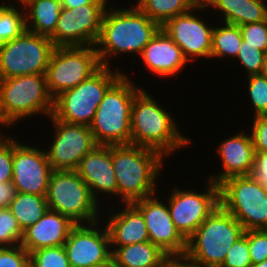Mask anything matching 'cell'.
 I'll return each mask as SVG.
<instances>
[{
    "label": "cell",
    "instance_id": "6da1fadb",
    "mask_svg": "<svg viewBox=\"0 0 267 267\" xmlns=\"http://www.w3.org/2000/svg\"><path fill=\"white\" fill-rule=\"evenodd\" d=\"M110 6L104 12L100 34L95 43L101 65L111 67L110 60L124 53H134L139 60L143 49L161 26L135 4L129 8H117L113 4Z\"/></svg>",
    "mask_w": 267,
    "mask_h": 267
},
{
    "label": "cell",
    "instance_id": "7a4b0ae2",
    "mask_svg": "<svg viewBox=\"0 0 267 267\" xmlns=\"http://www.w3.org/2000/svg\"><path fill=\"white\" fill-rule=\"evenodd\" d=\"M154 98L143 87L135 95L130 119L131 144L154 149L166 158L190 146L192 141L180 131L173 114Z\"/></svg>",
    "mask_w": 267,
    "mask_h": 267
},
{
    "label": "cell",
    "instance_id": "3957f363",
    "mask_svg": "<svg viewBox=\"0 0 267 267\" xmlns=\"http://www.w3.org/2000/svg\"><path fill=\"white\" fill-rule=\"evenodd\" d=\"M111 158L117 179V202V197L121 204L133 203L158 193L156 181L164 171L165 161L161 153L132 144L111 145Z\"/></svg>",
    "mask_w": 267,
    "mask_h": 267
},
{
    "label": "cell",
    "instance_id": "277c9868",
    "mask_svg": "<svg viewBox=\"0 0 267 267\" xmlns=\"http://www.w3.org/2000/svg\"><path fill=\"white\" fill-rule=\"evenodd\" d=\"M123 74L104 94L90 125L97 145L131 144L130 119L135 95L142 89ZM136 84V85H135Z\"/></svg>",
    "mask_w": 267,
    "mask_h": 267
},
{
    "label": "cell",
    "instance_id": "5b68a950",
    "mask_svg": "<svg viewBox=\"0 0 267 267\" xmlns=\"http://www.w3.org/2000/svg\"><path fill=\"white\" fill-rule=\"evenodd\" d=\"M53 98L46 75L34 74L0 79V125L12 128L28 117L52 114ZM16 123V124H15ZM12 125V126H11Z\"/></svg>",
    "mask_w": 267,
    "mask_h": 267
},
{
    "label": "cell",
    "instance_id": "8992f818",
    "mask_svg": "<svg viewBox=\"0 0 267 267\" xmlns=\"http://www.w3.org/2000/svg\"><path fill=\"white\" fill-rule=\"evenodd\" d=\"M123 74L119 67L102 65L78 86L56 96L51 115L62 122L90 126L104 94Z\"/></svg>",
    "mask_w": 267,
    "mask_h": 267
},
{
    "label": "cell",
    "instance_id": "52a82bcc",
    "mask_svg": "<svg viewBox=\"0 0 267 267\" xmlns=\"http://www.w3.org/2000/svg\"><path fill=\"white\" fill-rule=\"evenodd\" d=\"M244 232L240 222L218 205L187 239L185 254L206 267H220Z\"/></svg>",
    "mask_w": 267,
    "mask_h": 267
},
{
    "label": "cell",
    "instance_id": "ba28073f",
    "mask_svg": "<svg viewBox=\"0 0 267 267\" xmlns=\"http://www.w3.org/2000/svg\"><path fill=\"white\" fill-rule=\"evenodd\" d=\"M46 200L50 210L69 217L76 224L93 223L102 217L101 206L76 170H53Z\"/></svg>",
    "mask_w": 267,
    "mask_h": 267
},
{
    "label": "cell",
    "instance_id": "9c48e42d",
    "mask_svg": "<svg viewBox=\"0 0 267 267\" xmlns=\"http://www.w3.org/2000/svg\"><path fill=\"white\" fill-rule=\"evenodd\" d=\"M219 186V205L244 230L267 229V187L250 175L226 178Z\"/></svg>",
    "mask_w": 267,
    "mask_h": 267
},
{
    "label": "cell",
    "instance_id": "30bf717a",
    "mask_svg": "<svg viewBox=\"0 0 267 267\" xmlns=\"http://www.w3.org/2000/svg\"><path fill=\"white\" fill-rule=\"evenodd\" d=\"M54 49L50 37L25 30L0 47V79L46 74Z\"/></svg>",
    "mask_w": 267,
    "mask_h": 267
},
{
    "label": "cell",
    "instance_id": "8fae6325",
    "mask_svg": "<svg viewBox=\"0 0 267 267\" xmlns=\"http://www.w3.org/2000/svg\"><path fill=\"white\" fill-rule=\"evenodd\" d=\"M101 66L95 46L55 47L45 74L49 94L54 99L78 86Z\"/></svg>",
    "mask_w": 267,
    "mask_h": 267
},
{
    "label": "cell",
    "instance_id": "7c38bea8",
    "mask_svg": "<svg viewBox=\"0 0 267 267\" xmlns=\"http://www.w3.org/2000/svg\"><path fill=\"white\" fill-rule=\"evenodd\" d=\"M203 192L173 186L166 202L175 228L187 240L219 205V186L210 179Z\"/></svg>",
    "mask_w": 267,
    "mask_h": 267
},
{
    "label": "cell",
    "instance_id": "4fadbf2b",
    "mask_svg": "<svg viewBox=\"0 0 267 267\" xmlns=\"http://www.w3.org/2000/svg\"><path fill=\"white\" fill-rule=\"evenodd\" d=\"M108 3H90L75 8H63L54 34L55 47L95 46Z\"/></svg>",
    "mask_w": 267,
    "mask_h": 267
},
{
    "label": "cell",
    "instance_id": "5bb4252c",
    "mask_svg": "<svg viewBox=\"0 0 267 267\" xmlns=\"http://www.w3.org/2000/svg\"><path fill=\"white\" fill-rule=\"evenodd\" d=\"M52 122V142L45 149L52 170H76L80 160L96 146L90 126L70 124L48 117Z\"/></svg>",
    "mask_w": 267,
    "mask_h": 267
},
{
    "label": "cell",
    "instance_id": "9a60e30c",
    "mask_svg": "<svg viewBox=\"0 0 267 267\" xmlns=\"http://www.w3.org/2000/svg\"><path fill=\"white\" fill-rule=\"evenodd\" d=\"M205 10L209 11V8L201 1L192 10L171 18L161 27L182 49L189 63L199 58L210 59L214 26L199 17V12Z\"/></svg>",
    "mask_w": 267,
    "mask_h": 267
},
{
    "label": "cell",
    "instance_id": "2e32d148",
    "mask_svg": "<svg viewBox=\"0 0 267 267\" xmlns=\"http://www.w3.org/2000/svg\"><path fill=\"white\" fill-rule=\"evenodd\" d=\"M101 221L76 224L71 230L63 245L71 267H93L112 258L109 234Z\"/></svg>",
    "mask_w": 267,
    "mask_h": 267
},
{
    "label": "cell",
    "instance_id": "e0dca14e",
    "mask_svg": "<svg viewBox=\"0 0 267 267\" xmlns=\"http://www.w3.org/2000/svg\"><path fill=\"white\" fill-rule=\"evenodd\" d=\"M52 171L45 149L13 137L12 182L17 192L46 196Z\"/></svg>",
    "mask_w": 267,
    "mask_h": 267
},
{
    "label": "cell",
    "instance_id": "ac0fdd59",
    "mask_svg": "<svg viewBox=\"0 0 267 267\" xmlns=\"http://www.w3.org/2000/svg\"><path fill=\"white\" fill-rule=\"evenodd\" d=\"M156 194L132 204L142 213L149 241L167 255H183L186 253L187 240L175 228L166 200L163 202Z\"/></svg>",
    "mask_w": 267,
    "mask_h": 267
},
{
    "label": "cell",
    "instance_id": "d6986e66",
    "mask_svg": "<svg viewBox=\"0 0 267 267\" xmlns=\"http://www.w3.org/2000/svg\"><path fill=\"white\" fill-rule=\"evenodd\" d=\"M76 171L88 185L99 205L105 198L101 197L103 194L106 193L107 197L117 195V179L111 158V145H97L80 160Z\"/></svg>",
    "mask_w": 267,
    "mask_h": 267
},
{
    "label": "cell",
    "instance_id": "ffe728a7",
    "mask_svg": "<svg viewBox=\"0 0 267 267\" xmlns=\"http://www.w3.org/2000/svg\"><path fill=\"white\" fill-rule=\"evenodd\" d=\"M222 171L206 177L215 184L233 176L250 175L254 165V146L250 133L239 132L229 136L216 147Z\"/></svg>",
    "mask_w": 267,
    "mask_h": 267
},
{
    "label": "cell",
    "instance_id": "44dd1931",
    "mask_svg": "<svg viewBox=\"0 0 267 267\" xmlns=\"http://www.w3.org/2000/svg\"><path fill=\"white\" fill-rule=\"evenodd\" d=\"M140 59L150 74L167 79L176 76L189 63L182 49L161 28L145 46Z\"/></svg>",
    "mask_w": 267,
    "mask_h": 267
},
{
    "label": "cell",
    "instance_id": "7402d4cb",
    "mask_svg": "<svg viewBox=\"0 0 267 267\" xmlns=\"http://www.w3.org/2000/svg\"><path fill=\"white\" fill-rule=\"evenodd\" d=\"M75 225L69 217L48 209L34 225L23 230L20 245L28 253L40 248L63 246Z\"/></svg>",
    "mask_w": 267,
    "mask_h": 267
},
{
    "label": "cell",
    "instance_id": "603a6c76",
    "mask_svg": "<svg viewBox=\"0 0 267 267\" xmlns=\"http://www.w3.org/2000/svg\"><path fill=\"white\" fill-rule=\"evenodd\" d=\"M123 205H125L123 207ZM122 209L110 212L106 222L110 246L120 247L149 241L146 223L142 213L132 204L123 203ZM121 210V211H120Z\"/></svg>",
    "mask_w": 267,
    "mask_h": 267
},
{
    "label": "cell",
    "instance_id": "cb8c5ba5",
    "mask_svg": "<svg viewBox=\"0 0 267 267\" xmlns=\"http://www.w3.org/2000/svg\"><path fill=\"white\" fill-rule=\"evenodd\" d=\"M207 8L220 11L221 22L242 26L267 20V0H201ZM265 1V2H264Z\"/></svg>",
    "mask_w": 267,
    "mask_h": 267
},
{
    "label": "cell",
    "instance_id": "d4e9b609",
    "mask_svg": "<svg viewBox=\"0 0 267 267\" xmlns=\"http://www.w3.org/2000/svg\"><path fill=\"white\" fill-rule=\"evenodd\" d=\"M25 12L26 30L51 37L56 29L62 5L60 0H18Z\"/></svg>",
    "mask_w": 267,
    "mask_h": 267
},
{
    "label": "cell",
    "instance_id": "484cf974",
    "mask_svg": "<svg viewBox=\"0 0 267 267\" xmlns=\"http://www.w3.org/2000/svg\"><path fill=\"white\" fill-rule=\"evenodd\" d=\"M111 251L116 267H161L167 256L150 241L111 247Z\"/></svg>",
    "mask_w": 267,
    "mask_h": 267
},
{
    "label": "cell",
    "instance_id": "4316f807",
    "mask_svg": "<svg viewBox=\"0 0 267 267\" xmlns=\"http://www.w3.org/2000/svg\"><path fill=\"white\" fill-rule=\"evenodd\" d=\"M21 230L34 225L49 209L46 196L17 192L9 206Z\"/></svg>",
    "mask_w": 267,
    "mask_h": 267
},
{
    "label": "cell",
    "instance_id": "83f0119b",
    "mask_svg": "<svg viewBox=\"0 0 267 267\" xmlns=\"http://www.w3.org/2000/svg\"><path fill=\"white\" fill-rule=\"evenodd\" d=\"M138 1V2H137ZM136 6L161 27L171 18L192 10L201 0H137Z\"/></svg>",
    "mask_w": 267,
    "mask_h": 267
},
{
    "label": "cell",
    "instance_id": "f1b7e54d",
    "mask_svg": "<svg viewBox=\"0 0 267 267\" xmlns=\"http://www.w3.org/2000/svg\"><path fill=\"white\" fill-rule=\"evenodd\" d=\"M220 25L218 27L214 25L213 28L210 59L231 57L234 60L243 41L240 28L224 22Z\"/></svg>",
    "mask_w": 267,
    "mask_h": 267
},
{
    "label": "cell",
    "instance_id": "f546056e",
    "mask_svg": "<svg viewBox=\"0 0 267 267\" xmlns=\"http://www.w3.org/2000/svg\"><path fill=\"white\" fill-rule=\"evenodd\" d=\"M12 2L19 3L20 6L6 3L5 0L0 4V47L26 30L24 8L18 0H12Z\"/></svg>",
    "mask_w": 267,
    "mask_h": 267
},
{
    "label": "cell",
    "instance_id": "4dcf8cb0",
    "mask_svg": "<svg viewBox=\"0 0 267 267\" xmlns=\"http://www.w3.org/2000/svg\"><path fill=\"white\" fill-rule=\"evenodd\" d=\"M30 267H71L64 246L40 248L29 253Z\"/></svg>",
    "mask_w": 267,
    "mask_h": 267
},
{
    "label": "cell",
    "instance_id": "1f68e13d",
    "mask_svg": "<svg viewBox=\"0 0 267 267\" xmlns=\"http://www.w3.org/2000/svg\"><path fill=\"white\" fill-rule=\"evenodd\" d=\"M247 77L250 104L255 114L253 116L267 115V75L263 73Z\"/></svg>",
    "mask_w": 267,
    "mask_h": 267
},
{
    "label": "cell",
    "instance_id": "d6a6232c",
    "mask_svg": "<svg viewBox=\"0 0 267 267\" xmlns=\"http://www.w3.org/2000/svg\"><path fill=\"white\" fill-rule=\"evenodd\" d=\"M267 53L259 50L255 46L246 45L242 41L238 55L235 59L239 60L240 66L245 68L247 76L263 74L266 66Z\"/></svg>",
    "mask_w": 267,
    "mask_h": 267
},
{
    "label": "cell",
    "instance_id": "836d02e7",
    "mask_svg": "<svg viewBox=\"0 0 267 267\" xmlns=\"http://www.w3.org/2000/svg\"><path fill=\"white\" fill-rule=\"evenodd\" d=\"M23 231L9 208L0 209V247L20 245Z\"/></svg>",
    "mask_w": 267,
    "mask_h": 267
},
{
    "label": "cell",
    "instance_id": "e575fe53",
    "mask_svg": "<svg viewBox=\"0 0 267 267\" xmlns=\"http://www.w3.org/2000/svg\"><path fill=\"white\" fill-rule=\"evenodd\" d=\"M247 230L228 250L225 260L220 267H251Z\"/></svg>",
    "mask_w": 267,
    "mask_h": 267
},
{
    "label": "cell",
    "instance_id": "d590c367",
    "mask_svg": "<svg viewBox=\"0 0 267 267\" xmlns=\"http://www.w3.org/2000/svg\"><path fill=\"white\" fill-rule=\"evenodd\" d=\"M246 45H252L267 53V20L239 26Z\"/></svg>",
    "mask_w": 267,
    "mask_h": 267
},
{
    "label": "cell",
    "instance_id": "8d00e7d4",
    "mask_svg": "<svg viewBox=\"0 0 267 267\" xmlns=\"http://www.w3.org/2000/svg\"><path fill=\"white\" fill-rule=\"evenodd\" d=\"M12 175L13 137L0 131V183L12 181Z\"/></svg>",
    "mask_w": 267,
    "mask_h": 267
},
{
    "label": "cell",
    "instance_id": "74e56055",
    "mask_svg": "<svg viewBox=\"0 0 267 267\" xmlns=\"http://www.w3.org/2000/svg\"><path fill=\"white\" fill-rule=\"evenodd\" d=\"M247 240L252 264L267 259V229L247 230Z\"/></svg>",
    "mask_w": 267,
    "mask_h": 267
},
{
    "label": "cell",
    "instance_id": "f35d334b",
    "mask_svg": "<svg viewBox=\"0 0 267 267\" xmlns=\"http://www.w3.org/2000/svg\"><path fill=\"white\" fill-rule=\"evenodd\" d=\"M0 267H30L29 253L21 245L0 247Z\"/></svg>",
    "mask_w": 267,
    "mask_h": 267
},
{
    "label": "cell",
    "instance_id": "ab89813d",
    "mask_svg": "<svg viewBox=\"0 0 267 267\" xmlns=\"http://www.w3.org/2000/svg\"><path fill=\"white\" fill-rule=\"evenodd\" d=\"M250 134L255 151H267V115L253 117Z\"/></svg>",
    "mask_w": 267,
    "mask_h": 267
},
{
    "label": "cell",
    "instance_id": "60d3db41",
    "mask_svg": "<svg viewBox=\"0 0 267 267\" xmlns=\"http://www.w3.org/2000/svg\"><path fill=\"white\" fill-rule=\"evenodd\" d=\"M250 176L267 187V151H255Z\"/></svg>",
    "mask_w": 267,
    "mask_h": 267
},
{
    "label": "cell",
    "instance_id": "b9f144b4",
    "mask_svg": "<svg viewBox=\"0 0 267 267\" xmlns=\"http://www.w3.org/2000/svg\"><path fill=\"white\" fill-rule=\"evenodd\" d=\"M161 267H206L190 259L186 254L167 255L163 260Z\"/></svg>",
    "mask_w": 267,
    "mask_h": 267
},
{
    "label": "cell",
    "instance_id": "7bdbcfd3",
    "mask_svg": "<svg viewBox=\"0 0 267 267\" xmlns=\"http://www.w3.org/2000/svg\"><path fill=\"white\" fill-rule=\"evenodd\" d=\"M17 194L12 181L0 183V209L9 208Z\"/></svg>",
    "mask_w": 267,
    "mask_h": 267
},
{
    "label": "cell",
    "instance_id": "ee69618b",
    "mask_svg": "<svg viewBox=\"0 0 267 267\" xmlns=\"http://www.w3.org/2000/svg\"><path fill=\"white\" fill-rule=\"evenodd\" d=\"M109 0H60L63 8H75L90 3H110Z\"/></svg>",
    "mask_w": 267,
    "mask_h": 267
},
{
    "label": "cell",
    "instance_id": "f6af8a7d",
    "mask_svg": "<svg viewBox=\"0 0 267 267\" xmlns=\"http://www.w3.org/2000/svg\"><path fill=\"white\" fill-rule=\"evenodd\" d=\"M93 267H116L115 261L113 258H111L109 261L101 264V265H97V266H93Z\"/></svg>",
    "mask_w": 267,
    "mask_h": 267
},
{
    "label": "cell",
    "instance_id": "bcb514c9",
    "mask_svg": "<svg viewBox=\"0 0 267 267\" xmlns=\"http://www.w3.org/2000/svg\"><path fill=\"white\" fill-rule=\"evenodd\" d=\"M251 267H267V259L259 264H253Z\"/></svg>",
    "mask_w": 267,
    "mask_h": 267
},
{
    "label": "cell",
    "instance_id": "7dc6e473",
    "mask_svg": "<svg viewBox=\"0 0 267 267\" xmlns=\"http://www.w3.org/2000/svg\"><path fill=\"white\" fill-rule=\"evenodd\" d=\"M264 73L267 75V58H266V66H265V71Z\"/></svg>",
    "mask_w": 267,
    "mask_h": 267
}]
</instances>
